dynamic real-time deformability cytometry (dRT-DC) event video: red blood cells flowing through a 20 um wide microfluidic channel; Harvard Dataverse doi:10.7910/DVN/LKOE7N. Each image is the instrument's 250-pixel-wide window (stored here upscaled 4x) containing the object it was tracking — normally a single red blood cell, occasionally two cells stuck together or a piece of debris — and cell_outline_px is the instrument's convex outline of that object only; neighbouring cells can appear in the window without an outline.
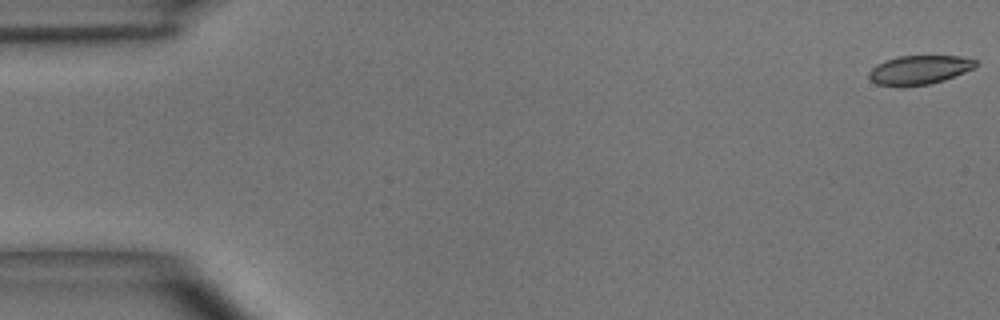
{"species": "common noctule bat (a hibernating species)", "species_latin": "Nyctalus noctula", "temperature_condition": "room temperature", "stored_images_in_passage": 46, "camera_frame_rate_fps": 3000, "um_per_image_px": 0.085, "animal": {"sex": "male", "body_mass_g": 15.6}, "frame": {"image": 1, "passage_image": 1, "time_ms": 0.0, "image_size_px": [1000, 320], "cell_outline_px": [[976, 68], [944, 80], [928, 84], [876, 84], [868, 76], [868, 72], [876, 64], [900, 56], [960, 56], [976, 60]], "centroid_in_image_um": [78.19, 5.91], "position_along_channel_um": 6.8, "area_um2": 17.46}}
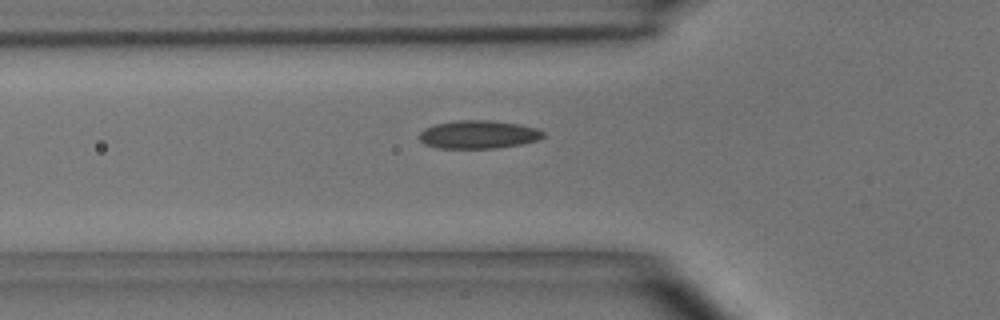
{"frame": {"image": 2, "passage_image": 17, "time_ms": 5.333, "image_size_px": [1000, 320], "cell_outline_px": [[544, 136], [536, 140], [520, 144], [496, 148], [436, 148], [424, 144], [420, 140], [420, 132], [424, 128], [436, 124], [456, 120], [492, 120], [520, 124], [540, 128], [544, 132]], "centroid_in_image_um": [40.67, 11.42], "position_along_channel_um": 85.1, "area_um2": 20.46}}
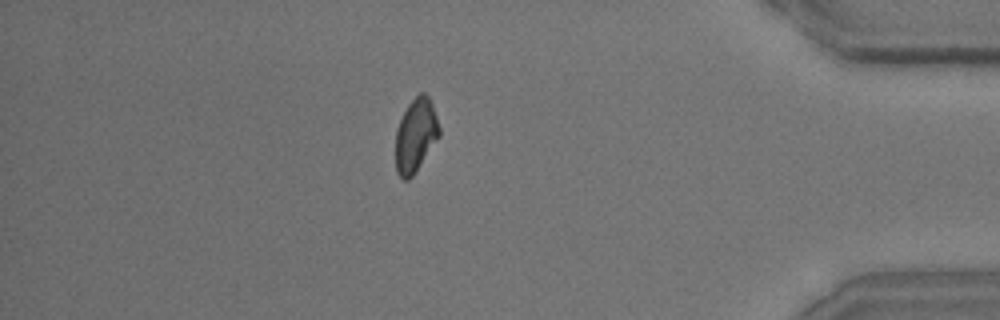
{"frame": {"image": 3, "passage_image": 43, "time_ms": 14.0, "image_size_px": [1000, 320], "cell_outline_px": [[440, 136], [412, 176], [408, 180], [404, 180], [396, 172], [396, 128], [408, 104], [420, 92], [424, 92], [428, 96], [432, 104], [440, 128]], "centroid_in_image_um": [35.33, 11.5], "position_along_channel_um": 399.9, "area_um2": 18.55}, "authors_computed_cell_mechanics": {"area_um2": 19.2763, "velocity_mm_per_s": 4.0583, "shape_relaxation_time_tau1_ms": 4.5981, "shape_relaxation_time_tau2_ms": 2.4413, "deformation_change_tau1": 0.1083, "deformation_change_tau2": 0.0667}}